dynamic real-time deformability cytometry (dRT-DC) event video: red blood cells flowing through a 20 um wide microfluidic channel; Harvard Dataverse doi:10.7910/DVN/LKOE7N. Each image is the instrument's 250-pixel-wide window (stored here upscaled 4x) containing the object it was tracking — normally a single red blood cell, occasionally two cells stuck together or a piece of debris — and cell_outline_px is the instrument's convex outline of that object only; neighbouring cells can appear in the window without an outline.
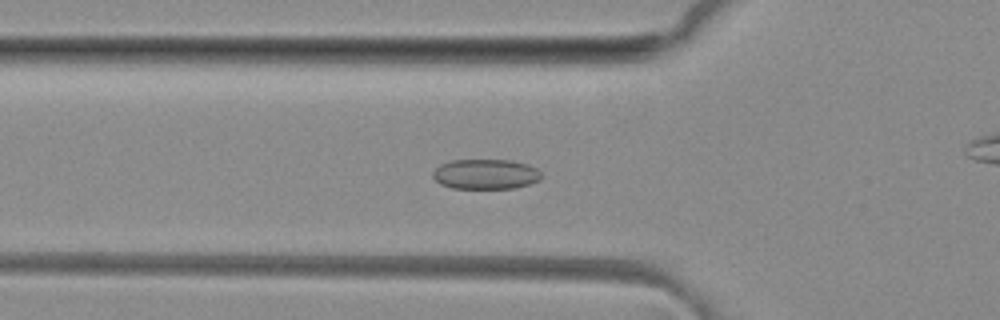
{"species": "common noctule bat (a hibernating species)", "species_latin": "Nyctalus noctula", "temperature_condition": "room temperature", "stored_images_in_passage": 50, "camera_frame_rate_fps": 3000, "um_per_image_px": 0.085, "animal": {"sex": "female", "body_mass_g": 29.2, "forearm_length_mm": 56.3}, "frame": {"image": 1, "passage_image": 16, "time_ms": 5.0, "image_size_px": [1000, 320], "cell_outline_px": [[544, 176], [540, 180], [516, 188], [452, 188], [440, 184], [432, 176], [432, 172], [440, 164], [452, 160], [512, 160], [528, 164], [536, 168]], "centroid_in_image_um": [41.29, 14.8], "position_along_channel_um": 84.5, "area_um2": 19.13}}
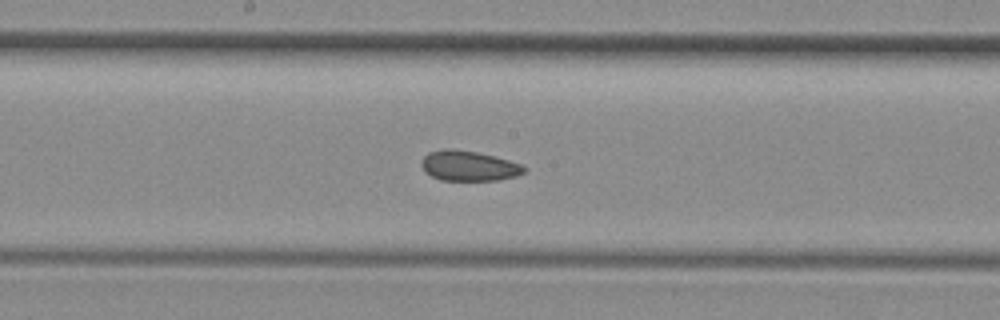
{"frame": {"image": 2, "passage_image": 25, "time_ms": 8.0, "image_size_px": [1000, 320], "cell_outline_px": [[524, 172], [516, 176], [500, 180], [440, 180], [424, 172], [420, 164], [420, 160], [428, 152], [448, 148], [452, 148], [476, 152], [508, 160], [520, 164], [524, 168]], "centroid_in_image_um": [39.77, 14.1], "position_along_channel_um": 208.4, "area_um2": 17.98}}
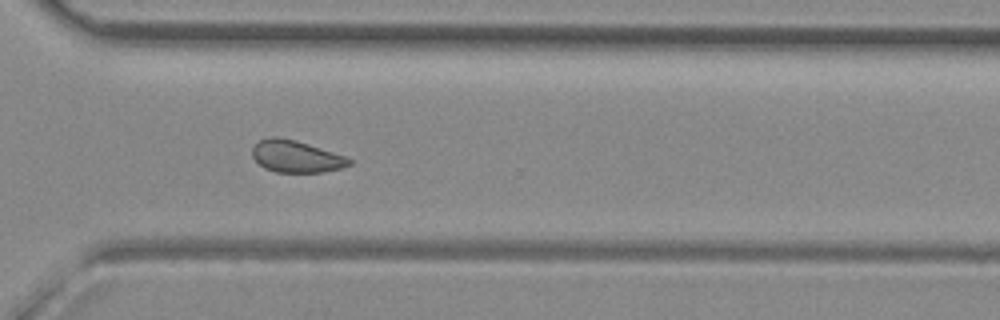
{"frame": {"image": 3, "passage_image": 35, "time_ms": 11.333, "image_size_px": [1000, 320], "cell_outline_px": [[352, 164], [340, 168], [324, 172], [276, 172], [264, 168], [252, 156], [252, 148], [260, 140], [272, 136], [276, 136], [296, 140], [344, 156], [352, 160]], "centroid_in_image_um": [25.15, 13.3], "position_along_channel_um": 345.5, "area_um2": 17.86}, "authors_computed_cell_mechanics": {"area_um2": 18.785, "velocity_mm_per_s": 4.1103, "shape_relaxation_time_tau1_ms": null, "shape_relaxation_time_tau2_ms": 3.0225, "deformation_change_tau1": null, "deformation_change_tau2": 0.086}}